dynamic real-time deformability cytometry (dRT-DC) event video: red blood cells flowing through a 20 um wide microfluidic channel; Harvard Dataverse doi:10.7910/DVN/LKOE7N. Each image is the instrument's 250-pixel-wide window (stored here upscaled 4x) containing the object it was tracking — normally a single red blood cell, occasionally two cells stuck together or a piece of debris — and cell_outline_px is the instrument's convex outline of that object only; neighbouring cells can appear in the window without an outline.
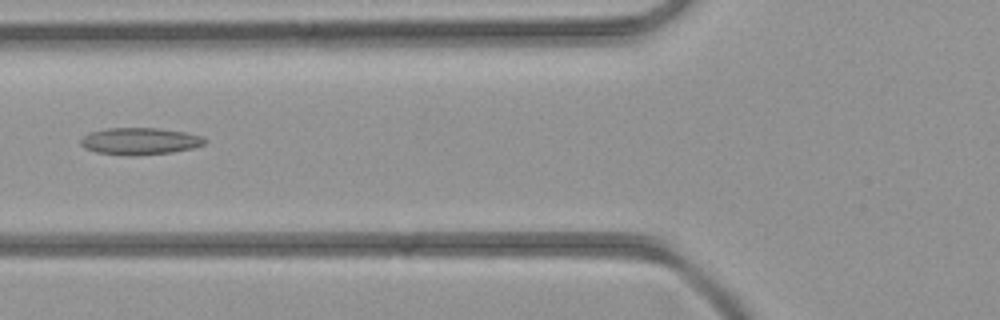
{"species": "common noctule bat (a hibernating species)", "species_latin": "Nyctalus noctula", "temperature_condition": "room temperature", "stored_images_in_passage": 35, "camera_frame_rate_fps": 3000, "um_per_image_px": 0.085, "animal": {"sex": "female", "body_mass_g": 21.9}, "frame": {"image": 1, "passage_image": 8, "time_ms": 2.333, "image_size_px": [1000, 320], "cell_outline_px": [[208, 140], [204, 144], [192, 148], [172, 152], [136, 156], [132, 156], [96, 152], [84, 148], [80, 144], [80, 140], [88, 132], [108, 128], [156, 128], [184, 132], [204, 136]], "centroid_in_image_um": [11.89, 12.0], "position_along_channel_um": 113.9, "area_um2": 19.59}}
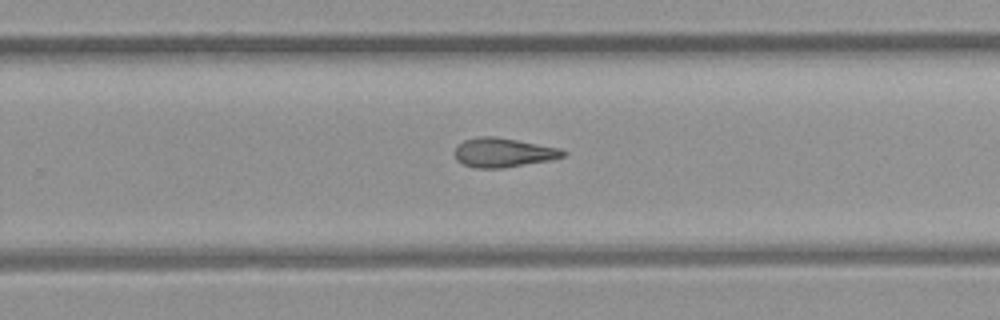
{"frame": {"image": 2, "passage_image": 19, "time_ms": 6.0, "image_size_px": [1000, 320], "cell_outline_px": [[568, 152], [564, 156], [552, 160], [500, 168], [472, 168], [456, 160], [452, 152], [456, 144], [464, 140], [480, 136], [496, 136], [560, 148]], "centroid_in_image_um": [42.73, 12.96], "position_along_channel_um": 287.1, "area_um2": 18.73}}
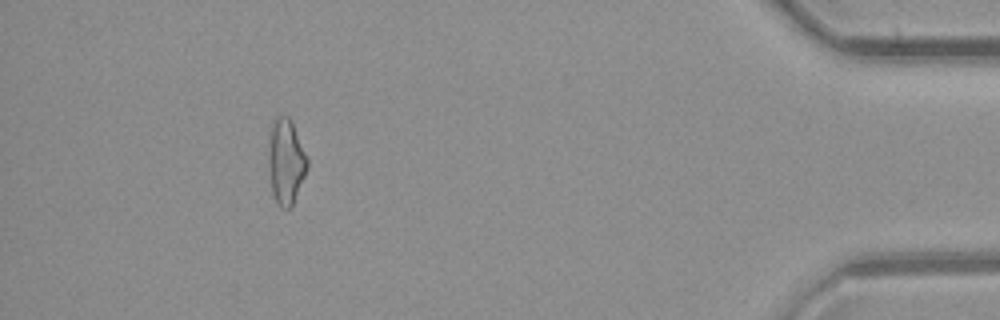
{"frame": {"image": 3, "passage_image": 31, "time_ms": 10.0, "image_size_px": [1000, 320], "cell_outline_px": [[308, 168], [292, 204], [288, 208], [280, 208], [276, 204], [272, 192], [268, 164], [268, 136], [272, 124], [276, 116], [288, 116], [292, 120], [308, 156]], "centroid_in_image_um": [24.3, 13.69], "position_along_channel_um": 410.9, "area_um2": 19.65}}